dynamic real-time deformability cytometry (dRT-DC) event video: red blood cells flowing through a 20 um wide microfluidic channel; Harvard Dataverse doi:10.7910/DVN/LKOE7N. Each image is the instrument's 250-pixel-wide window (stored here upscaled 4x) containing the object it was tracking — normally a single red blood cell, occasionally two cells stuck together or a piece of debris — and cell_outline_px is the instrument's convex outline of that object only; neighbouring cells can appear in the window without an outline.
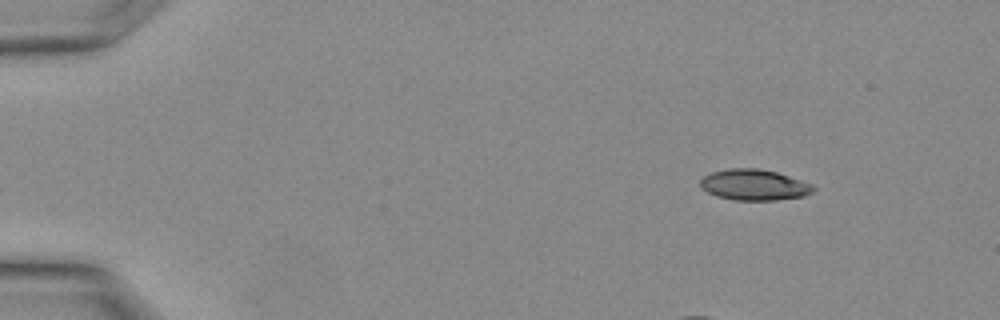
{"species": "Egyptian fruit bat (a non-hibernating species)", "species_latin": "Rousettus aegyptiacus", "temperature_condition": "warm", "stored_images_in_passage": 21, "camera_frame_rate_fps": 3000, "um_per_image_px": 0.085, "animal": {"sex": "female"}, "frame": {"image": 1, "passage_image": 1, "time_ms": 0.0, "image_size_px": [1000, 320], "cell_outline_px": [[816, 188], [812, 192], [804, 196], [776, 200], [736, 200], [716, 196], [700, 188], [700, 180], [704, 176], [712, 172], [728, 168], [756, 168], [776, 172], [812, 184]], "centroid_in_image_um": [64.08, 15.71], "position_along_channel_um": 20.9, "area_um2": 20.29}}
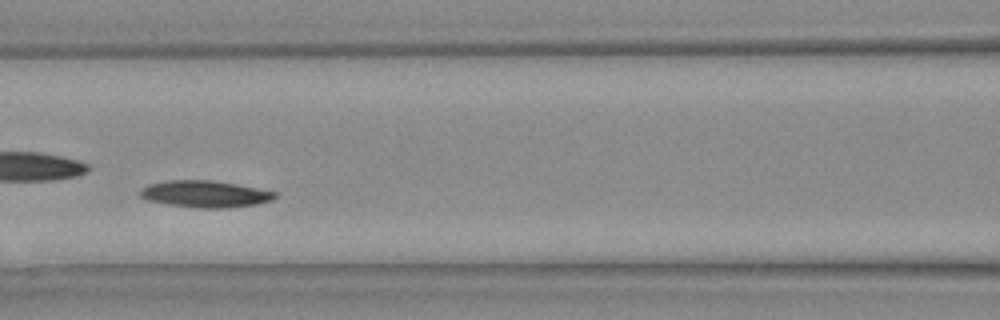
{"frame": {"image": 2, "passage_image": 12, "time_ms": 3.667, "image_size_px": [1000, 320], "cell_outline_px": [[280, 192], [272, 200], [256, 204], [224, 208], [200, 208], [168, 204], [148, 200], [140, 196], [140, 188], [148, 184], [168, 180], [208, 180], [236, 184]], "centroid_in_image_um": [17.44, 16.48], "position_along_channel_um": 149.2, "area_um2": 20.98}}